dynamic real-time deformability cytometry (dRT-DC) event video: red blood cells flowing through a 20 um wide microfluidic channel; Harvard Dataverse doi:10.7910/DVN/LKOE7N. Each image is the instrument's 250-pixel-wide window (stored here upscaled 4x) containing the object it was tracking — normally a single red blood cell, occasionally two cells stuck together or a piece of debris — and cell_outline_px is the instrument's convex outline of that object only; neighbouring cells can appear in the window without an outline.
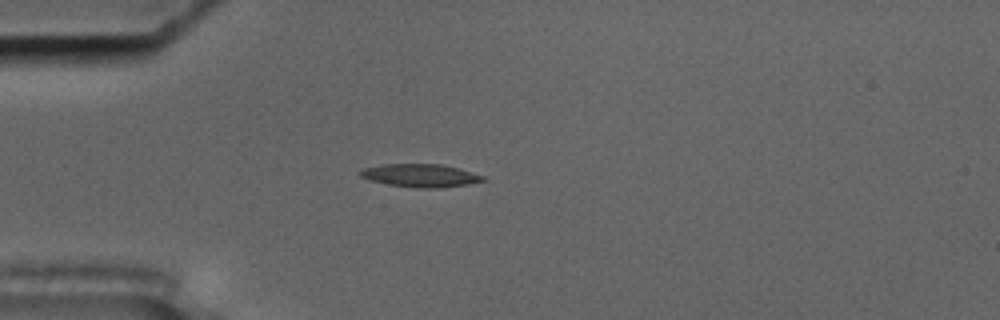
{"species": "common noctule bat (a hibernating species)", "species_latin": "Nyctalus noctula", "temperature_condition": "cold", "stored_images_in_passage": 43, "camera_frame_rate_fps": 3000, "um_per_image_px": 0.085, "animal": {"sex": "male", "body_mass_g": 17.5, "forearm_length_mm": 52.3}, "frame": {"image": 1, "passage_image": 2, "time_ms": 0.333, "image_size_px": [1000, 320], "cell_outline_px": [[488, 180], [468, 184], [440, 188], [424, 188], [388, 184], [372, 180], [360, 176], [360, 172], [364, 168], [384, 164], [440, 164], [456, 168], [484, 176]], "centroid_in_image_um": [35.77, 14.92], "position_along_channel_um": 49.2, "area_um2": 16.13}}
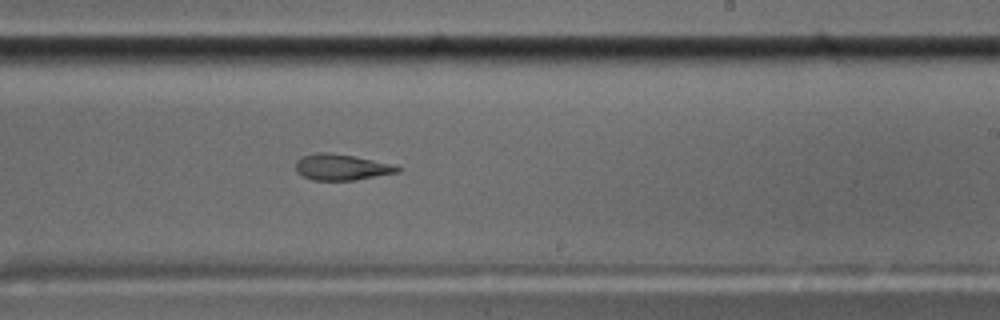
{"frame": {"image": 2, "passage_image": 21, "time_ms": 6.667, "image_size_px": [1000, 320], "cell_outline_px": [[404, 168], [400, 172], [356, 180], [312, 180], [296, 172], [296, 160], [300, 156], [320, 152], [328, 152], [352, 156], [392, 164]], "centroid_in_image_um": [29.03, 14.21], "position_along_channel_um": 260.0, "area_um2": 15.49}}
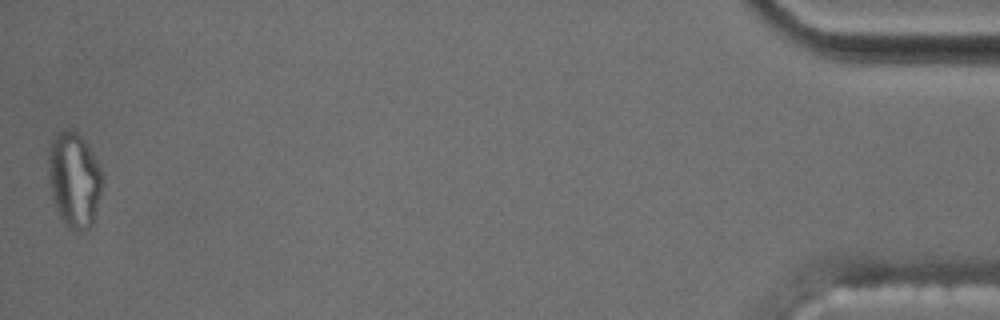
{"frame": {"image": 3, "passage_image": 43, "time_ms": 14.0, "image_size_px": [1000, 320], "cell_outline_px": [[104, 172], [100, 192], [92, 224], [88, 228], [80, 232], [76, 232], [68, 228], [64, 224], [60, 216], [56, 204], [52, 188], [48, 160], [52, 140], [64, 128], [72, 128], [84, 136]], "centroid_in_image_um": [6.36, 15.22], "position_along_channel_um": 428.8, "area_um2": 29.71}, "authors_computed_cell_mechanics": {"area_um2": 16.4152, "velocity_mm_per_s": 3.548, "shape_relaxation_time_tau1_ms": null, "shape_relaxation_time_tau2_ms": 3.1288, "deformation_change_tau1": null, "deformation_change_tau2": 0.1126}}